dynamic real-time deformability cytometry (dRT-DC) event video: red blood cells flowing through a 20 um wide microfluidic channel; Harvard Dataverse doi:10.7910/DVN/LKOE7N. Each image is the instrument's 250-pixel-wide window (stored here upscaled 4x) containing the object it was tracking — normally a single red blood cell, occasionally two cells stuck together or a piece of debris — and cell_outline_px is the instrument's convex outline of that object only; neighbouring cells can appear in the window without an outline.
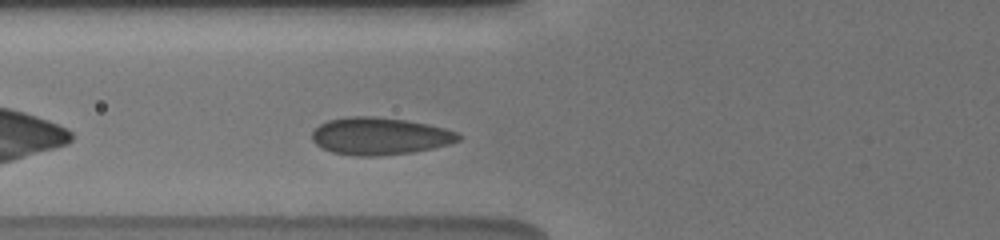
{"species": "human", "species_latin": "Homo sapiens", "temperature_condition": "cold", "stored_images_in_passage": 34, "camera_frame_rate_fps": 3000, "um_per_image_px": 0.085, "donor": {"sex": "male"}, "frame": {"image": 1, "passage_image": 5, "time_ms": 1.333, "image_size_px": [1000, 240], "cell_outline_px": [[464, 136], [460, 140], [448, 144], [432, 148], [412, 152], [376, 156], [356, 156], [332, 152], [316, 144], [312, 140], [312, 132], [320, 124], [328, 120], [348, 116], [372, 116], [404, 120], [428, 124], [444, 128], [456, 132]], "centroid_in_image_um": [32.28, 11.57], "position_along_channel_um": 93.5, "area_um2": 31.73}}
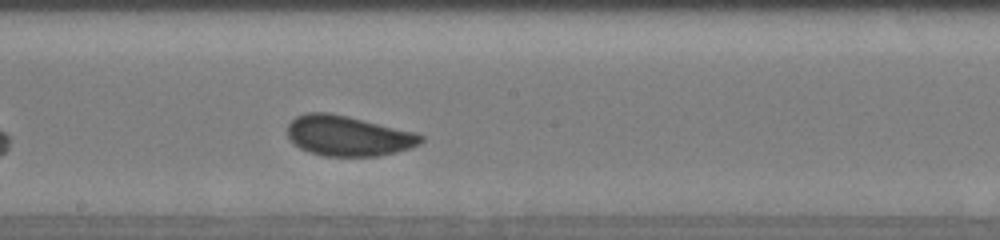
{"frame": {"image": 2, "passage_image": 15, "time_ms": 4.667, "image_size_px": [1000, 240], "cell_outline_px": [[424, 140], [420, 144], [412, 148], [396, 152], [376, 156], [324, 156], [308, 152], [292, 144], [288, 136], [288, 124], [296, 116], [304, 112], [328, 112], [348, 116], [412, 132], [424, 136]], "centroid_in_image_um": [29.55, 11.55], "position_along_channel_um": 218.7, "area_um2": 31.33}}
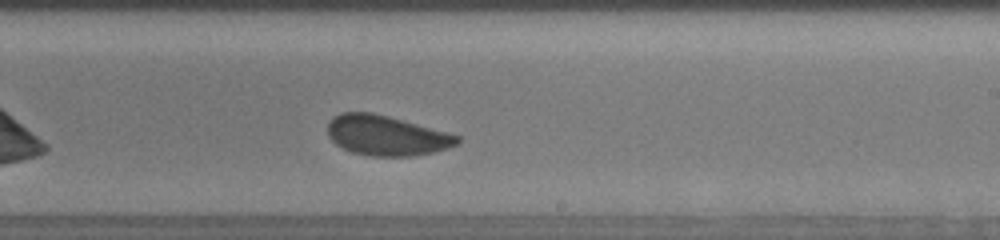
{"frame": {"image": 3, "passage_image": 18, "time_ms": 5.667, "image_size_px": [1000, 240], "cell_outline_px": [[460, 144], [448, 148], [432, 152], [412, 156], [368, 156], [352, 152], [336, 144], [328, 136], [328, 120], [332, 116], [340, 112], [372, 112], [388, 116], [448, 132], [460, 136]], "centroid_in_image_um": [32.84, 11.51], "position_along_channel_um": 256.2, "area_um2": 30.4}, "authors_computed_cell_mechanics": {"area_um2": 31.1253, "velocity_mm_per_s": 3.7572, "shape_relaxation_time_tau1_ms": 3.248, "shape_relaxation_time_tau2_ms": null, "deformation_change_tau1": 0.0575, "deformation_change_tau2": null}}